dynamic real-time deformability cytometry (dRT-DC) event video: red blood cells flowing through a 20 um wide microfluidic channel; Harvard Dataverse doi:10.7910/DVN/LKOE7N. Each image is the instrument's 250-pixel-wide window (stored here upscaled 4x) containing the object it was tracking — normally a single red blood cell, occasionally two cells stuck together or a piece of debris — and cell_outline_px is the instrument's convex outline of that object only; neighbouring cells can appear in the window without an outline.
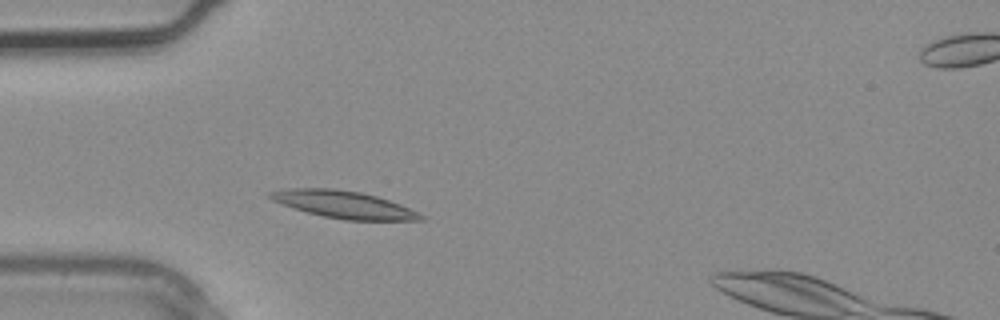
{"species": "common noctule bat (a hibernating species)", "species_latin": "Nyctalus noctula", "temperature_condition": "warm", "stored_images_in_passage": 2, "camera_frame_rate_fps": 3000, "um_per_image_px": 0.085, "animal": {"sex": "male", "body_mass_g": 20.4}, "frame": {"image": 1, "passage_image": 1, "time_ms": 0.0, "image_size_px": [1000, 320], "cell_outline_px": [[424, 220], [344, 220], [324, 216], [308, 212], [272, 200], [268, 196], [268, 192], [284, 188], [332, 188], [360, 192], [376, 196], [400, 204], [420, 212], [424, 216]], "centroid_in_image_um": [29.24, 17.38], "position_along_channel_um": 55.8, "area_um2": 23.76}}